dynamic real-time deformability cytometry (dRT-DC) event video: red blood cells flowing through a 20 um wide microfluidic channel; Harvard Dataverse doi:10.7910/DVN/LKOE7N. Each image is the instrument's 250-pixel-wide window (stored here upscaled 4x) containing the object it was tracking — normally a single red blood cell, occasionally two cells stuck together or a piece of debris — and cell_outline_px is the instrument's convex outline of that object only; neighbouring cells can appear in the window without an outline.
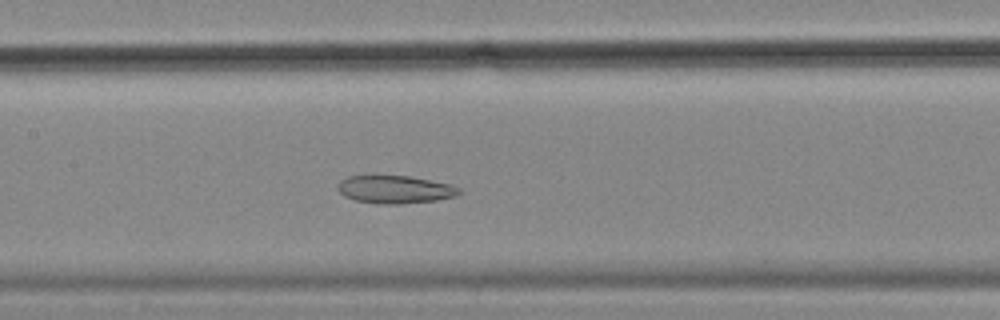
{"species": "common noctule bat (a hibernating species)", "species_latin": "Nyctalus noctula", "temperature_condition": "cold", "stored_images_in_passage": 56, "camera_frame_rate_fps": 3000, "um_per_image_px": 0.085, "animal": {"sex": "female", "body_mass_g": 18.4}, "frame": {"image": 1, "passage_image": 26, "time_ms": 8.333, "image_size_px": [1000, 320], "cell_outline_px": [[460, 192], [456, 196], [436, 200], [400, 204], [384, 204], [356, 200], [344, 196], [340, 192], [340, 180], [348, 176], [408, 176], [452, 184], [460, 188]], "centroid_in_image_um": [33.62, 16.1], "position_along_channel_um": 173.8, "area_um2": 19.42}}
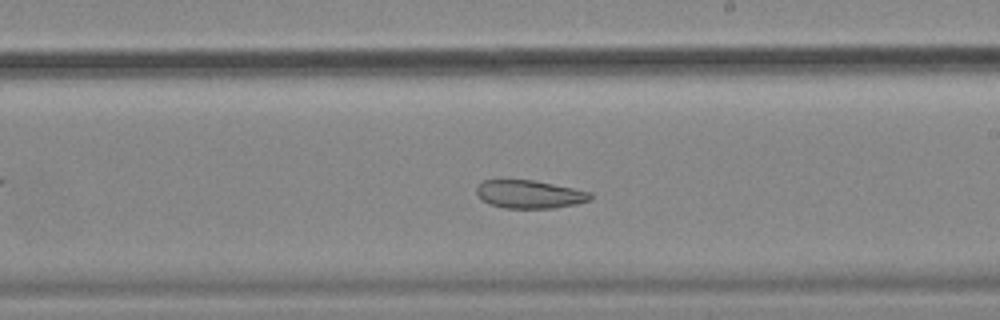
{"frame": {"image": 2, "passage_image": 32, "time_ms": 10.333, "image_size_px": [1000, 320], "cell_outline_px": [[592, 200], [576, 204], [552, 208], [504, 208], [488, 204], [476, 192], [476, 188], [484, 180], [532, 180], [592, 192]], "centroid_in_image_um": [45.03, 16.52], "position_along_channel_um": 244.0, "area_um2": 18.5}}
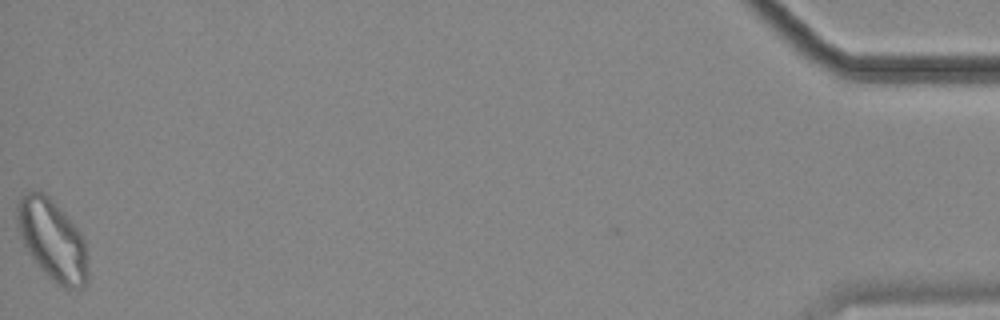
{"frame": {"image": 3, "passage_image": 56, "time_ms": 18.333, "image_size_px": [1000, 320], "cell_outline_px": [[88, 280], [80, 288], [64, 288], [56, 284], [36, 264], [24, 248], [20, 236], [16, 220], [16, 204], [28, 192], [40, 192], [48, 196], [52, 200], [80, 232], [84, 240], [88, 272]], "centroid_in_image_um": [4.43, 20.44], "position_along_channel_um": 430.8, "area_um2": 32.95}, "authors_computed_cell_mechanics": {"area_um2": 27.1082, "velocity_mm_per_s": 3.5312, "shape_relaxation_time_tau1_ms": null, "shape_relaxation_time_tau2_ms": 4.8277, "deformation_change_tau1": null, "deformation_change_tau2": 0.1104}}